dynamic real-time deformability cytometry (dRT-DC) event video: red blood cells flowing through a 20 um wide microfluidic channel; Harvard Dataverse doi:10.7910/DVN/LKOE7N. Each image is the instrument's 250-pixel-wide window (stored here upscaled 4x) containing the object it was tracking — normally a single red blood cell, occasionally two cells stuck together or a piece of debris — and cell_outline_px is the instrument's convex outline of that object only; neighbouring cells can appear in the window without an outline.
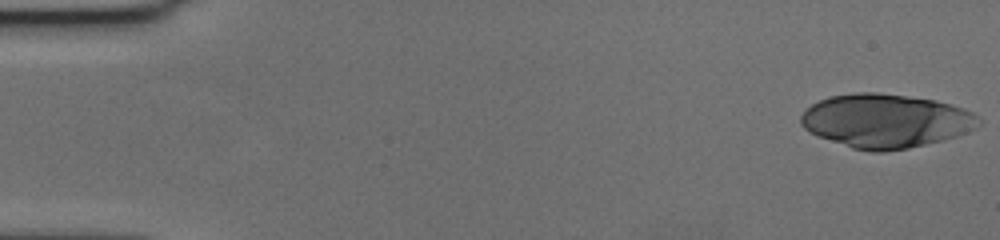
{"species": "human", "species_latin": "Homo sapiens", "temperature_condition": "cold", "stored_images_in_passage": 56, "camera_frame_rate_fps": 3000, "um_per_image_px": 0.085, "donor": {"sex": "female"}, "frame": {"image": 1, "passage_image": 1, "time_ms": 0.0, "image_size_px": [1000, 240], "cell_outline_px": [[984, 124], [968, 132], [944, 140], [908, 148], [880, 152], [872, 152], [852, 148], [808, 132], [800, 124], [800, 116], [812, 104], [828, 96], [856, 92], [876, 92], [908, 96], [936, 100], [952, 104], [964, 108], [972, 112], [984, 120]], "centroid_in_image_um": [75.33, 10.27], "position_along_channel_um": 9.7, "area_um2": 56.18}}
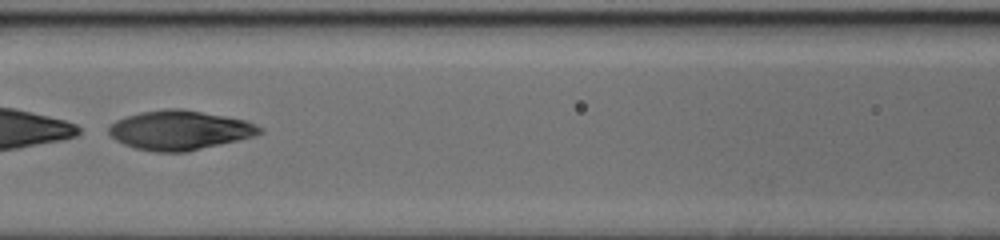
{"frame": {"image": 2, "passage_image": 26, "time_ms": 8.333, "image_size_px": [1000, 240], "cell_outline_px": [[264, 132], [252, 136], [188, 152], [152, 152], [136, 148], [124, 144], [116, 140], [108, 132], [108, 128], [116, 120], [140, 112], [168, 108], [180, 108], [248, 120], [264, 128]], "centroid_in_image_um": [15.29, 11.06], "position_along_channel_um": 151.3, "area_um2": 34.56}}
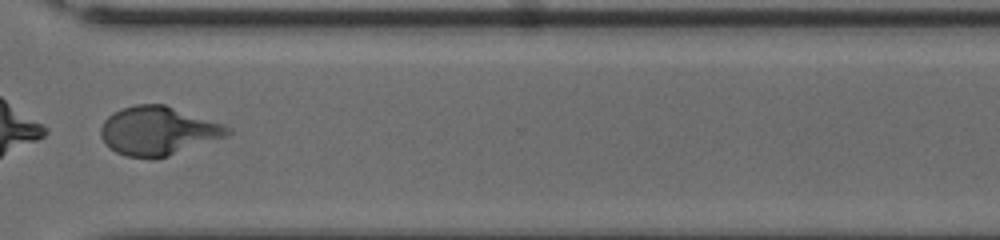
{"frame": {"image": 3, "passage_image": 43, "time_ms": 14.0, "image_size_px": [1000, 240], "cell_outline_px": [[232, 132], [228, 136], [168, 156], [124, 156], [116, 152], [100, 136], [100, 128], [104, 120], [108, 116], [120, 108], [136, 104], [164, 104], [224, 124], [232, 128]], "centroid_in_image_um": [13.46, 11.09], "position_along_channel_um": 357.1, "area_um2": 35.6}}